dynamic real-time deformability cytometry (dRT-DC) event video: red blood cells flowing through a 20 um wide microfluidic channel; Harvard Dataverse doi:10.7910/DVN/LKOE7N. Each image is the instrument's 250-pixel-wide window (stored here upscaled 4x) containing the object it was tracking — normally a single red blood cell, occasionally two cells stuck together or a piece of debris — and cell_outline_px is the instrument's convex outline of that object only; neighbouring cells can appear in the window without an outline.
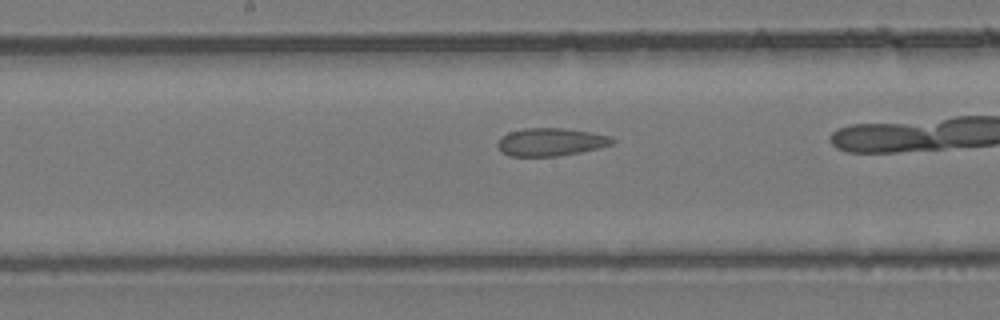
{"species": "common noctule bat (a hibernating species)", "species_latin": "Nyctalus noctula", "temperature_condition": "room temperature", "stored_images_in_passage": 21, "camera_frame_rate_fps": 3000, "um_per_image_px": 0.085, "animal": {"sex": "female", "body_mass_g": 24.6, "forearm_length_mm": 56.2}, "frame": {"image": 1, "passage_image": 10, "time_ms": 3.0, "image_size_px": [1000, 320], "cell_outline_px": [[616, 140], [612, 144], [580, 152], [556, 156], [508, 156], [496, 144], [508, 132], [524, 128], [564, 128], [592, 132], [612, 136]], "centroid_in_image_um": [46.85, 12.06], "position_along_channel_um": 201.4, "area_um2": 18.5}}